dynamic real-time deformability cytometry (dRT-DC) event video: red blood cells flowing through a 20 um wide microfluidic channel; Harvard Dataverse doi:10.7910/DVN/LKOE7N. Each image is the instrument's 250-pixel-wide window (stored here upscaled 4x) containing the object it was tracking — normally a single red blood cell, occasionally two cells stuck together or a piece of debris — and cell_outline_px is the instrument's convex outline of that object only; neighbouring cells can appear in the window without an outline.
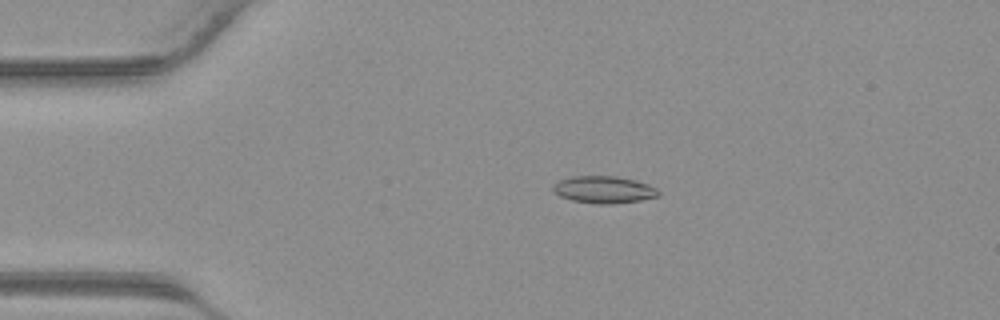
{"species": "common noctule bat (a hibernating species)", "species_latin": "Nyctalus noctula", "temperature_condition": "warm", "stored_images_in_passage": 41, "camera_frame_rate_fps": 3000, "um_per_image_px": 0.085, "animal": {"sex": "male", "body_mass_g": 23.1, "forearm_length_mm": 52.7}, "frame": {"image": 1, "passage_image": 9, "time_ms": 2.667, "image_size_px": [1000, 320], "cell_outline_px": [[660, 196], [640, 200], [616, 204], [592, 204], [572, 200], [560, 196], [552, 188], [560, 180], [572, 176], [616, 176], [636, 180], [648, 184], [656, 188], [660, 192]], "centroid_in_image_um": [51.37, 16.13], "position_along_channel_um": 33.6, "area_um2": 16.7}}
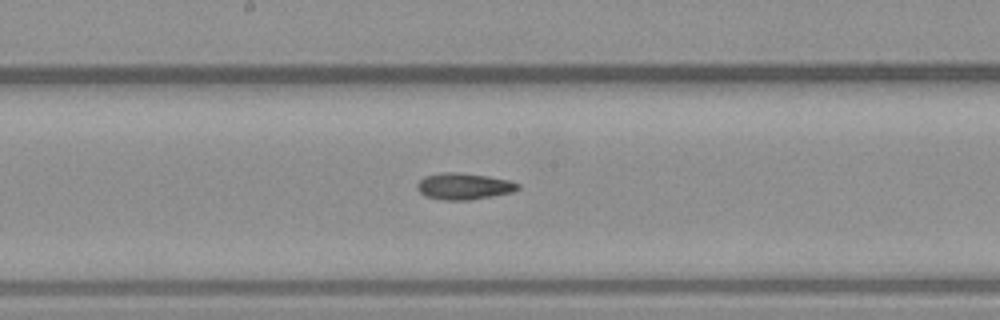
{"frame": {"image": 2, "passage_image": 22, "time_ms": 7.0, "image_size_px": [1000, 320], "cell_outline_px": [[520, 188], [512, 192], [492, 196], [468, 200], [444, 200], [424, 196], [416, 188], [416, 184], [424, 176], [440, 172], [456, 172], [488, 176], [512, 180], [520, 184]], "centroid_in_image_um": [39.42, 15.82], "position_along_channel_um": 208.8, "area_um2": 15.72}}
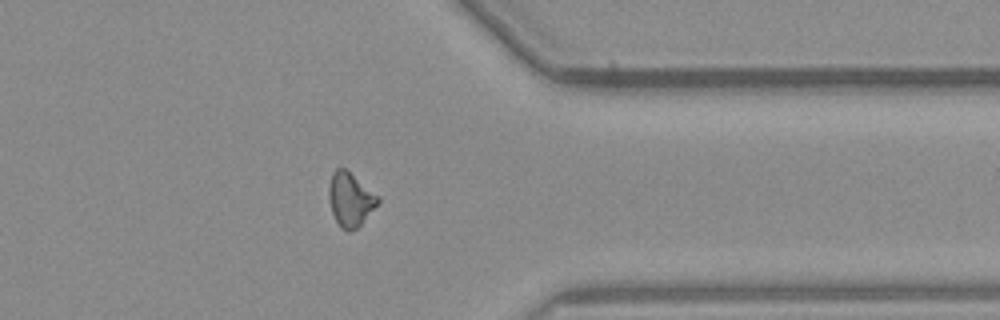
{"frame": {"image": 3, "passage_image": 33, "time_ms": 10.667, "image_size_px": [1000, 320], "cell_outline_px": [[380, 200], [360, 224], [356, 228], [348, 232], [340, 228], [332, 212], [328, 200], [328, 188], [332, 172], [336, 168], [344, 168], [380, 196]], "centroid_in_image_um": [29.75, 16.94], "position_along_channel_um": 381.7, "area_um2": 15.26}}